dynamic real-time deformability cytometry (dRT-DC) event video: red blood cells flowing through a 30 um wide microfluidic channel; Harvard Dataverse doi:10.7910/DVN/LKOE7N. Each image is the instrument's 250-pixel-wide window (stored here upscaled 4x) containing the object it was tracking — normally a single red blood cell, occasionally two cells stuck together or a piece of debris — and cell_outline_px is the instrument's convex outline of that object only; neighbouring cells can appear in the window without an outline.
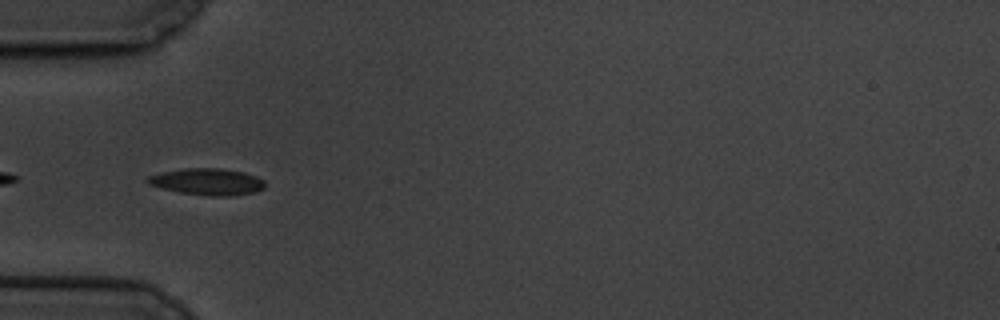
{"species": "common noctule bat (a hibernating species)", "species_latin": "Nyctalus noctula", "temperature_condition": "cold", "stored_images_in_passage": 15, "camera_frame_rate_fps": 3000, "um_per_image_px": 0.085, "animal": {"sex": "male", "body_mass_g": 19.5, "forearm_length_mm": 54.6}, "frame": {"image": 1, "passage_image": 4, "time_ms": 4.333, "image_size_px": [1000, 320], "cell_outline_px": [[264, 188], [256, 192], [232, 196], [208, 196], [180, 192], [160, 188], [148, 184], [144, 180], [148, 176], [160, 172], [184, 168], [220, 168], [244, 172], [256, 176], [264, 180]], "centroid_in_image_um": [17.6, 15.44], "position_along_channel_um": 67.4, "area_um2": 18.44}}
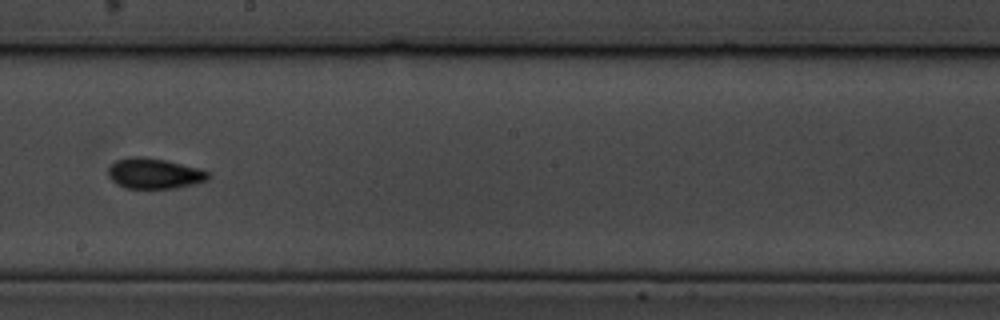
{"frame": {"image": 2, "passage_image": 8, "time_ms": 9.333, "image_size_px": [1000, 320], "cell_outline_px": [[208, 180], [176, 188], [124, 188], [116, 184], [108, 176], [108, 168], [116, 160], [132, 156], [140, 156], [168, 160], [200, 168], [208, 172]], "centroid_in_image_um": [13.09, 14.73], "position_along_channel_um": 235.1, "area_um2": 17.86}}
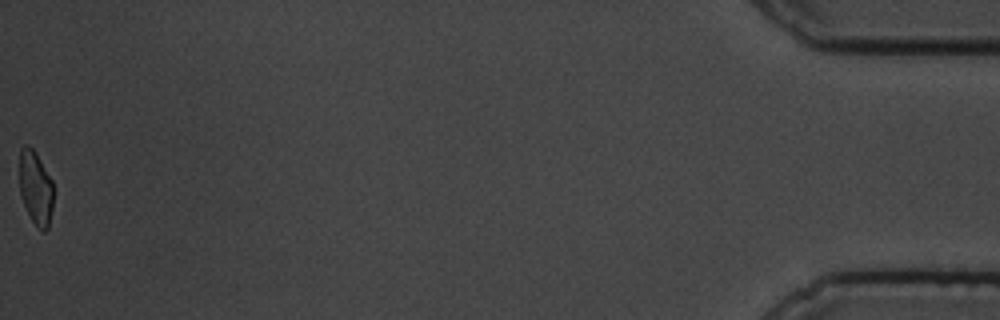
{"frame": {"image": 3, "passage_image": 15, "time_ms": 18.0, "image_size_px": [1000, 320], "cell_outline_px": [[52, 208], [48, 228], [44, 232], [32, 220], [20, 196], [20, 148], [24, 144], [28, 144], [36, 152], [52, 180]], "centroid_in_image_um": [3.02, 15.92], "position_along_channel_um": 432.2, "area_um2": 14.45}, "authors_computed_cell_mechanics": {"area_um2": 17.1666, "velocity_mm_per_s": 3.3714, "shape_relaxation_time_tau1_ms": 2.9786, "shape_relaxation_time_tau2_ms": 2.9709, "deformation_change_tau1": 0.1176, "deformation_change_tau2": 0.0622}}